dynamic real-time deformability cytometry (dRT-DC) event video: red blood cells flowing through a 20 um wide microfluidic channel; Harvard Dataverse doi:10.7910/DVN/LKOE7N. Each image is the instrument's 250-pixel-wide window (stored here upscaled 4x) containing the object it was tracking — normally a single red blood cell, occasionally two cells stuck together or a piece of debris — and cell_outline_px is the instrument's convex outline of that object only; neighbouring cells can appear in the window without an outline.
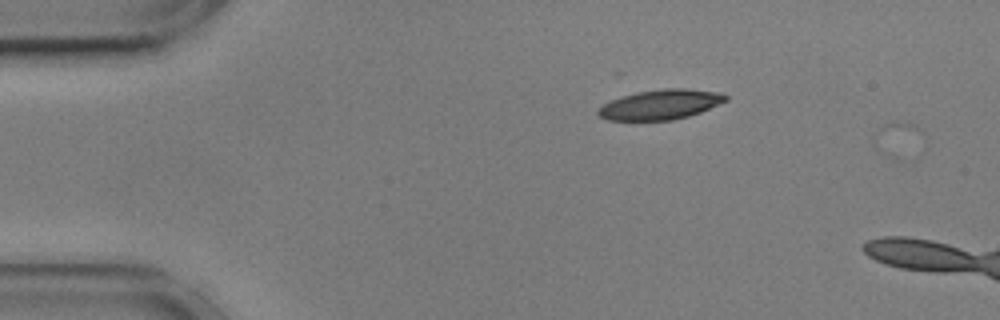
{"species": "common noctule bat (a hibernating species)", "species_latin": "Nyctalus noctula", "temperature_condition": "cold", "stored_images_in_passage": 5, "camera_frame_rate_fps": 3000, "um_per_image_px": 0.085, "animal": {"sex": "male", "body_mass_g": 17.9, "forearm_length_mm": 54.2}, "frame": {"image": 1, "passage_image": 2, "time_ms": 0.333, "image_size_px": [1000, 320], "cell_outline_px": [[728, 100], [700, 112], [688, 116], [672, 120], [608, 120], [600, 116], [596, 112], [604, 104], [612, 100], [636, 92], [664, 88], [684, 88], [720, 92], [728, 96]], "centroid_in_image_um": [56.18, 8.88], "position_along_channel_um": 28.8, "area_um2": 22.02}}